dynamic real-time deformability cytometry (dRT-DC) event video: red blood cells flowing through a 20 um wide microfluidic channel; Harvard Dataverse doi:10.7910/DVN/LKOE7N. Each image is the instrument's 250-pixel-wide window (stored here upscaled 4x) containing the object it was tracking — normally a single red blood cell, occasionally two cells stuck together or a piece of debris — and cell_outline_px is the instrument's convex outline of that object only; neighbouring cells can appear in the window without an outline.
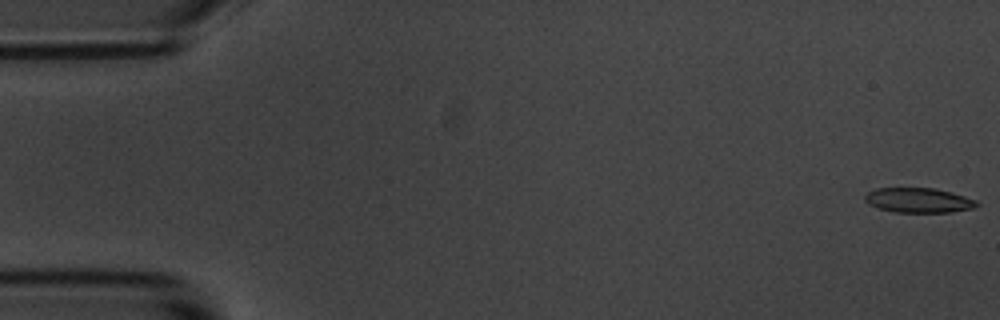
{"species": "common noctule bat (a hibernating species)", "species_latin": "Nyctalus noctula", "temperature_condition": "room temperature", "stored_images_in_passage": 16, "camera_frame_rate_fps": 3000, "um_per_image_px": 0.085, "animal": {"sex": "male", "body_mass_g": 20.1, "forearm_length_mm": 53.5}, "frame": {"image": 1, "passage_image": 1, "time_ms": 0.0, "image_size_px": [1000, 320], "cell_outline_px": [[980, 204], [972, 208], [952, 212], [896, 212], [876, 208], [868, 204], [864, 200], [864, 196], [868, 192], [876, 188], [932, 188], [952, 192], [976, 200]], "centroid_in_image_um": [78.05, 17.02], "position_along_channel_um": 7.0, "area_um2": 16.18}}
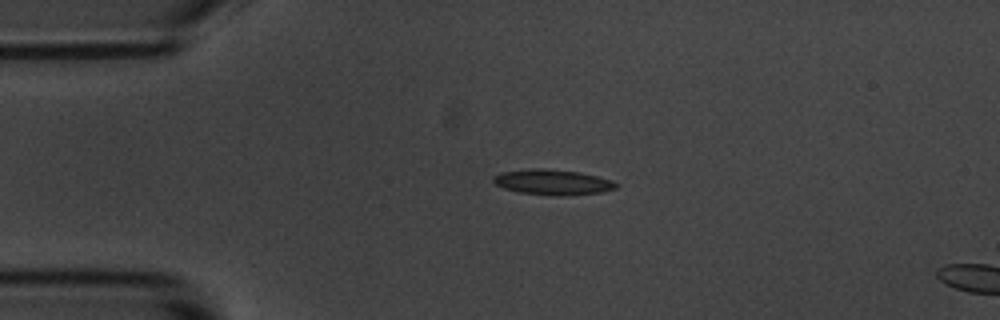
{"frame": {"image": 2, "passage_image": 13, "time_ms": 4.0, "image_size_px": [1000, 320], "cell_outline_px": [[616, 188], [604, 192], [564, 196], [552, 196], [520, 192], [504, 188], [496, 184], [492, 180], [492, 176], [500, 172], [532, 168], [544, 168], [580, 172], [612, 180], [616, 184]], "centroid_in_image_um": [46.96, 15.48], "position_along_channel_um": 38.0, "area_um2": 18.26}}